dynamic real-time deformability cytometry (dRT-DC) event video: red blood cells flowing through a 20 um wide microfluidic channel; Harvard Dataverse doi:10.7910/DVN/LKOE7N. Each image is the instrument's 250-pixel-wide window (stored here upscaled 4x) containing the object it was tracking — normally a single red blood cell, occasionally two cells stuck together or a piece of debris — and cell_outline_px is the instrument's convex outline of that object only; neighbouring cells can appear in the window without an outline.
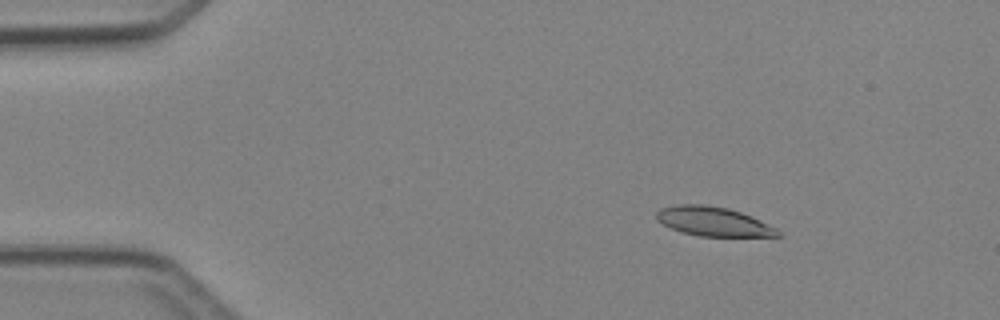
{"species": "Egyptian fruit bat (a non-hibernating species)", "species_latin": "Rousettus aegyptiacus", "temperature_condition": "cold", "stored_images_in_passage": 5, "segment_of_instrument_passage": [1, 2], "camera_frame_rate_fps": 3000, "um_per_image_px": 0.085, "animal": {"sex": "female"}, "frame": {"image": 1, "passage_image": 2, "time_ms": 1.333, "image_size_px": [1000, 320], "cell_outline_px": [[780, 236], [700, 236], [684, 232], [672, 228], [656, 220], [656, 212], [660, 208], [676, 204], [704, 204], [728, 208], [752, 216], [776, 228], [780, 232]], "centroid_in_image_um": [60.61, 18.81], "position_along_channel_um": 24.4, "area_um2": 20.52}}